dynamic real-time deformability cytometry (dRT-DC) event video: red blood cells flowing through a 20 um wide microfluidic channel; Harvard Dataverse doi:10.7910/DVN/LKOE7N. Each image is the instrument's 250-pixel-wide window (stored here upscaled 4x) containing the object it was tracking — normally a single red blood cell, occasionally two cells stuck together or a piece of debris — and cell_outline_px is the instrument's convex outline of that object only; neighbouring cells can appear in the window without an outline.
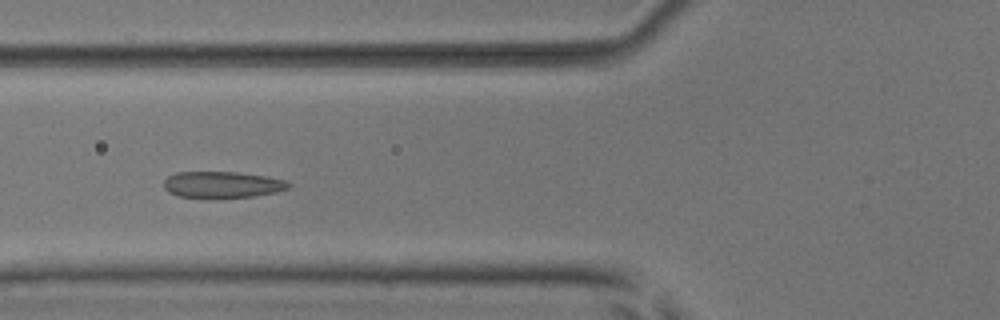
{"species": "common noctule bat (a hibernating species)", "species_latin": "Nyctalus noctula", "temperature_condition": "room temperature", "stored_images_in_passage": 7, "camera_frame_rate_fps": 3000, "um_per_image_px": 0.085, "animal": {"sex": "male", "body_mass_g": 17.9, "forearm_length_mm": 54.2}, "frame": {"image": 1, "passage_image": 6, "time_ms": 1.667, "image_size_px": [1000, 320], "cell_outline_px": [[292, 184], [288, 188], [276, 192], [252, 196], [180, 196], [168, 192], [164, 188], [164, 180], [168, 176], [176, 172], [236, 172], [264, 176], [288, 180]], "centroid_in_image_um": [18.91, 15.66], "position_along_channel_um": 106.9, "area_um2": 18.67}}
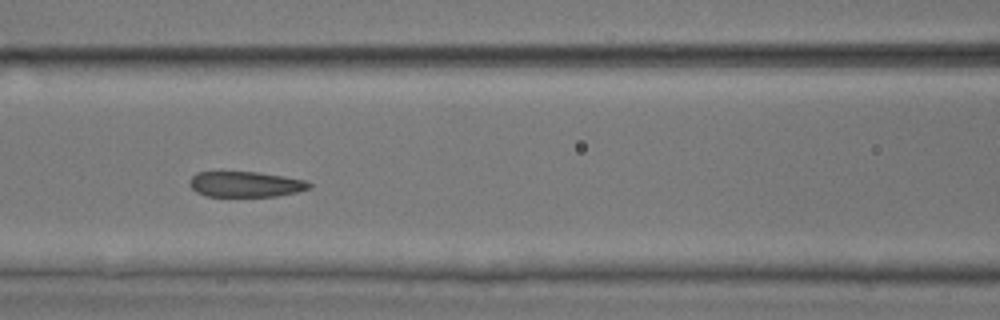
{"frame": {"image": 2, "passage_image": 7, "time_ms": 2.0, "image_size_px": [1000, 320], "cell_outline_px": [[312, 188], [296, 192], [276, 196], [208, 196], [196, 192], [188, 184], [188, 180], [196, 172], [220, 168], [256, 172], [284, 176], [304, 180], [312, 184]], "centroid_in_image_um": [20.77, 15.6], "position_along_channel_um": 145.8, "area_um2": 18.67}}